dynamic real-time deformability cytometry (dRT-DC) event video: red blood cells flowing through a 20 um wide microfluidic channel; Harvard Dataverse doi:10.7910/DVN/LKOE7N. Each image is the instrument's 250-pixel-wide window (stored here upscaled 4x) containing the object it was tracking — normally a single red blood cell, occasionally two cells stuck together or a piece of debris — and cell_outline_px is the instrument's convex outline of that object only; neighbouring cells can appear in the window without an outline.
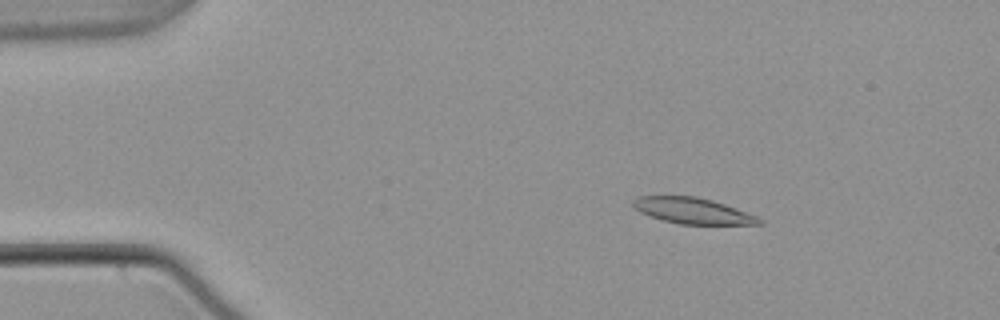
{"species": "common noctule bat (a hibernating species)", "species_latin": "Nyctalus noctula", "temperature_condition": "warm", "stored_images_in_passage": 54, "camera_frame_rate_fps": 3000, "um_per_image_px": 0.085, "animal": {"sex": "male", "body_mass_g": 21.5, "forearm_length_mm": 52.0}, "frame": {"image": 1, "passage_image": 9, "time_ms": 2.667, "image_size_px": [1000, 320], "cell_outline_px": [[764, 224], [680, 224], [664, 220], [640, 212], [632, 204], [632, 200], [640, 196], [696, 196], [712, 200], [724, 204], [756, 216], [764, 220]], "centroid_in_image_um": [58.89, 17.91], "position_along_channel_um": 26.1, "area_um2": 18.79}}
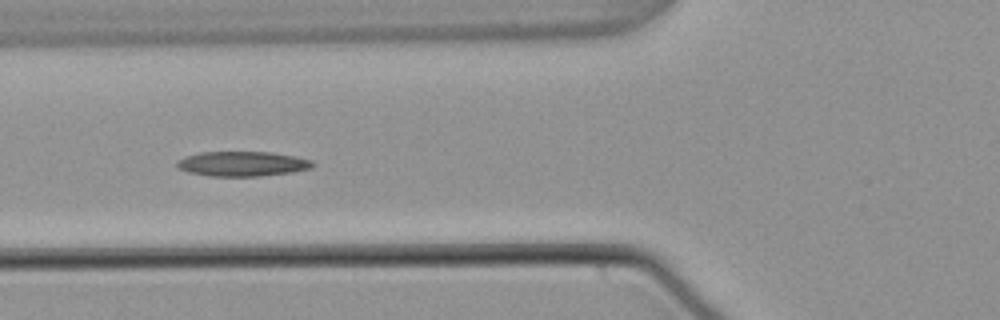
{"frame": {"image": 2, "passage_image": 21, "time_ms": 6.667, "image_size_px": [1000, 320], "cell_outline_px": [[316, 164], [312, 168], [292, 172], [260, 176], [208, 176], [188, 172], [176, 168], [176, 160], [184, 156], [200, 152], [272, 152], [312, 160]], "centroid_in_image_um": [20.56, 13.92], "position_along_channel_um": 105.2, "area_um2": 19.83}}
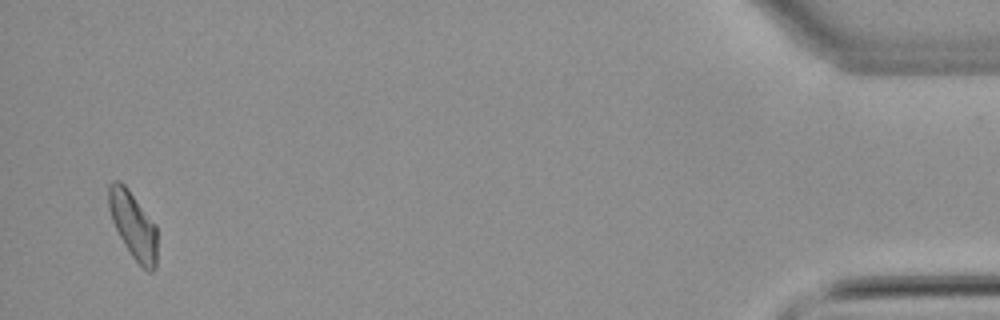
{"frame": {"image": 3, "passage_image": 53, "time_ms": 17.333, "image_size_px": [1000, 320], "cell_outline_px": [[156, 268], [152, 272], [148, 272], [132, 256], [124, 244], [112, 220], [108, 204], [108, 184], [116, 180], [120, 180], [128, 188], [156, 224]], "centroid_in_image_um": [11.32, 19.11], "position_along_channel_um": 423.9, "area_um2": 18.84}}